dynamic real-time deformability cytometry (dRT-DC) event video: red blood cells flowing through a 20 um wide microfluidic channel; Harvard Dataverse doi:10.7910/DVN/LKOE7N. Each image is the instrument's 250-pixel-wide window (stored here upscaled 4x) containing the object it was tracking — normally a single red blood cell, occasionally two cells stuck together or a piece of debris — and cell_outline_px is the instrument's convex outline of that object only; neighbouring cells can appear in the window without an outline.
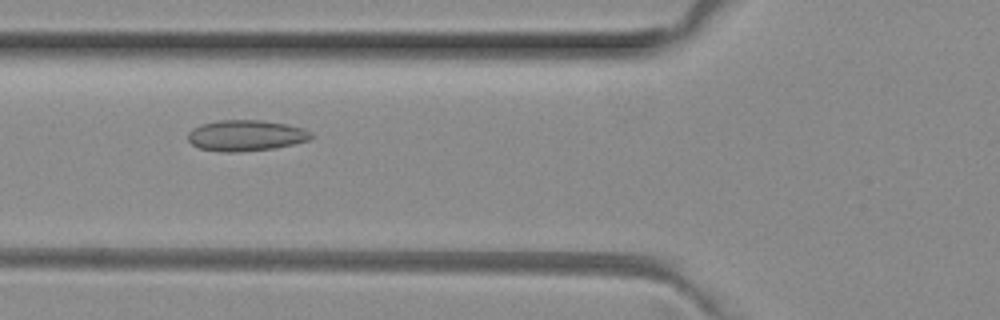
{"species": "common noctule bat (a hibernating species)", "species_latin": "Nyctalus noctula", "temperature_condition": "room temperature", "stored_images_in_passage": 29, "camera_frame_rate_fps": 3000, "um_per_image_px": 0.085, "animal": {"sex": "female", "body_mass_g": 29.2, "forearm_length_mm": 56.3}, "frame": {"image": 1, "passage_image": 5, "time_ms": 1.333, "image_size_px": [1000, 320], "cell_outline_px": [[312, 136], [308, 140], [292, 144], [272, 148], [236, 152], [224, 152], [200, 148], [192, 144], [188, 140], [188, 132], [192, 128], [216, 120], [260, 120], [288, 124], [312, 132]], "centroid_in_image_um": [20.87, 11.51], "position_along_channel_um": 104.9, "area_um2": 21.96}}
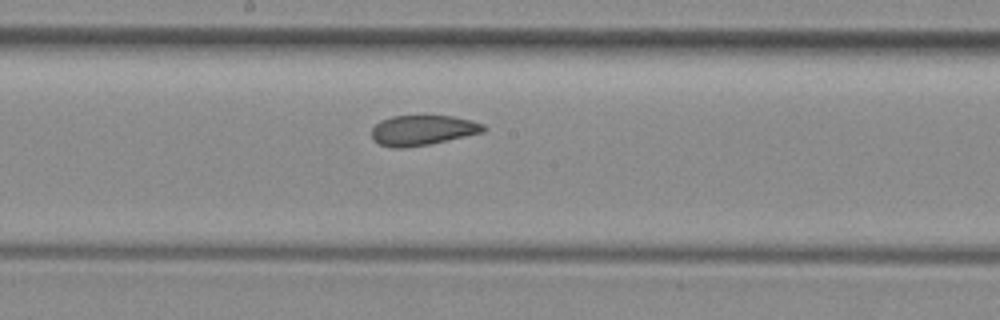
{"frame": {"image": 2, "passage_image": 13, "time_ms": 4.0, "image_size_px": [1000, 320], "cell_outline_px": [[488, 128], [484, 132], [428, 144], [404, 148], [392, 148], [380, 144], [372, 140], [372, 128], [380, 120], [392, 116], [452, 116], [472, 120], [484, 124]], "centroid_in_image_um": [35.92, 11.07], "position_along_channel_um": 212.3, "area_um2": 19.65}}
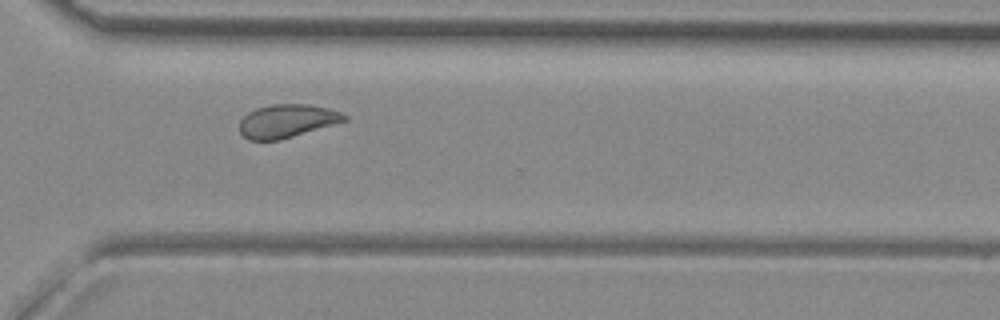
{"frame": {"image": 3, "passage_image": 23, "time_ms": 7.333, "image_size_px": [1000, 320], "cell_outline_px": [[348, 120], [280, 140], [248, 140], [240, 132], [240, 120], [248, 112], [256, 108], [272, 104], [308, 104], [328, 108], [340, 112], [348, 116]], "centroid_in_image_um": [24.39, 10.28], "position_along_channel_um": 346.2, "area_um2": 20.29}, "authors_computed_cell_mechanics": {"area_um2": 20.4612, "velocity_mm_per_s": 4.025, "shape_relaxation_time_tau1_ms": null, "shape_relaxation_time_tau2_ms": 2.2478, "deformation_change_tau1": null, "deformation_change_tau2": 0.077}}